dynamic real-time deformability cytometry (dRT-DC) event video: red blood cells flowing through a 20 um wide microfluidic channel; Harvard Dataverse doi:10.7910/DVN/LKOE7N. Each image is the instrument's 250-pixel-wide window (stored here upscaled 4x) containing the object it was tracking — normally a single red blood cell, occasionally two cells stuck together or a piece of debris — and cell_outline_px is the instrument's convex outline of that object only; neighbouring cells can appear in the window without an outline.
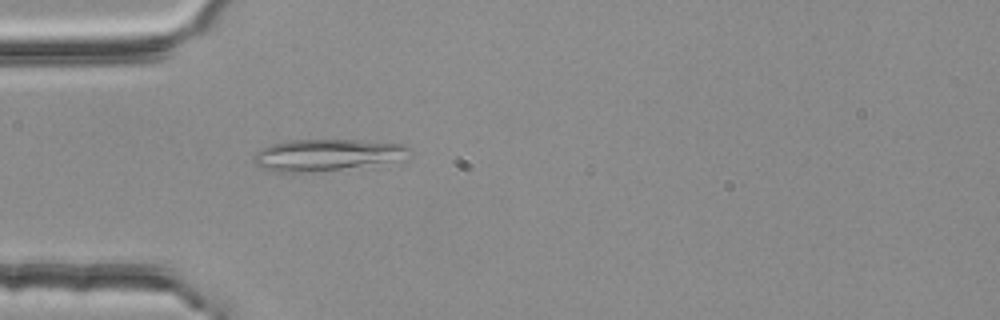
{"species": "common noctule bat (a hibernating species)", "species_latin": "Nyctalus noctula", "temperature_condition": "room temperature", "stored_images_in_passage": 43, "camera_frame_rate_fps": 3000, "um_per_image_px": 0.085, "animal": {"sex": "female", "body_mass_g": 25.1}, "frame": {"image": 1, "passage_image": 5, "time_ms": 1.333, "image_size_px": [1000, 320], "cell_outline_px": [[412, 148], [380, 160], [340, 168], [308, 172], [272, 172], [256, 164], [252, 160], [256, 152], [260, 148], [272, 144], [292, 140], [360, 140], [404, 144]], "centroid_in_image_um": [27.44, 13.14], "position_along_channel_um": 57.6, "area_um2": 26.76}}
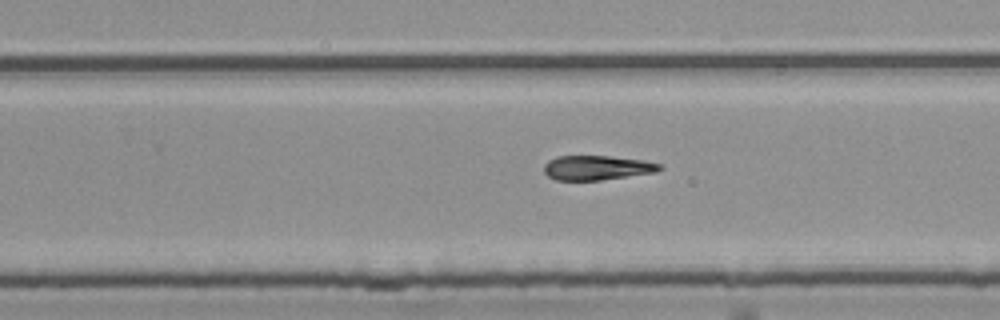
{"frame": {"image": 2, "passage_image": 23, "time_ms": 7.333, "image_size_px": [1000, 320], "cell_outline_px": [[664, 168], [656, 172], [600, 180], [556, 180], [548, 176], [544, 172], [544, 164], [548, 160], [556, 156], [612, 156], [644, 160], [660, 164]], "centroid_in_image_um": [50.73, 14.25], "position_along_channel_um": 279.1, "area_um2": 16.59}}
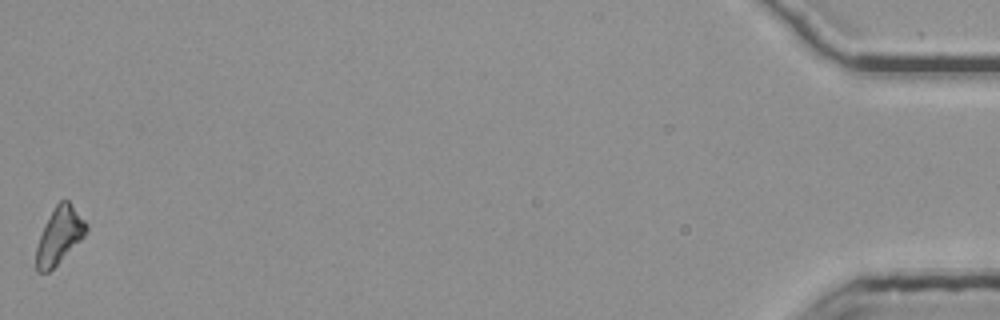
{"frame": {"image": 3, "passage_image": 43, "time_ms": 14.0, "image_size_px": [1000, 320], "cell_outline_px": [[88, 228], [84, 236], [48, 272], [36, 272], [36, 248], [44, 224], [56, 204], [60, 200], [68, 200], [88, 224]], "centroid_in_image_um": [5.03, 20.01], "position_along_channel_um": 430.2, "area_um2": 16.13}, "authors_computed_cell_mechanics": {"area_um2": 17.34, "velocity_mm_per_s": 3.7709, "shape_relaxation_time_tau1_ms": null, "shape_relaxation_time_tau2_ms": 9.8069, "deformation_change_tau1": null, "deformation_change_tau2": 0.1958}}